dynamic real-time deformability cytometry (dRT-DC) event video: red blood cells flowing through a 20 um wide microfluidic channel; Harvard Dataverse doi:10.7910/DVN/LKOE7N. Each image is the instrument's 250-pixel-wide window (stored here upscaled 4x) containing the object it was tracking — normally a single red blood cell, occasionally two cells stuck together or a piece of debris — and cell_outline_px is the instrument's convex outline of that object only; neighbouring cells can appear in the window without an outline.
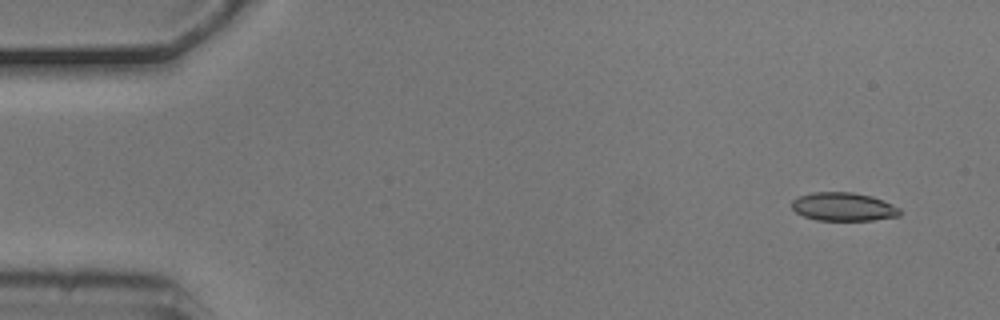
{"species": "common noctule bat (a hibernating species)", "species_latin": "Nyctalus noctula", "temperature_condition": "cold", "stored_images_in_passage": 4, "camera_frame_rate_fps": 3000, "um_per_image_px": 0.085, "animal": {"sex": "male", "body_mass_g": 20.5, "forearm_length_mm": 52.5}, "frame": {"image": 1, "passage_image": 1, "time_ms": 0.0, "image_size_px": [1000, 320], "cell_outline_px": [[900, 216], [872, 220], [816, 220], [804, 216], [796, 212], [792, 208], [792, 200], [800, 196], [812, 192], [852, 192], [872, 196], [884, 200], [900, 208]], "centroid_in_image_um": [71.71, 17.57], "position_along_channel_um": 13.3, "area_um2": 17.92}}
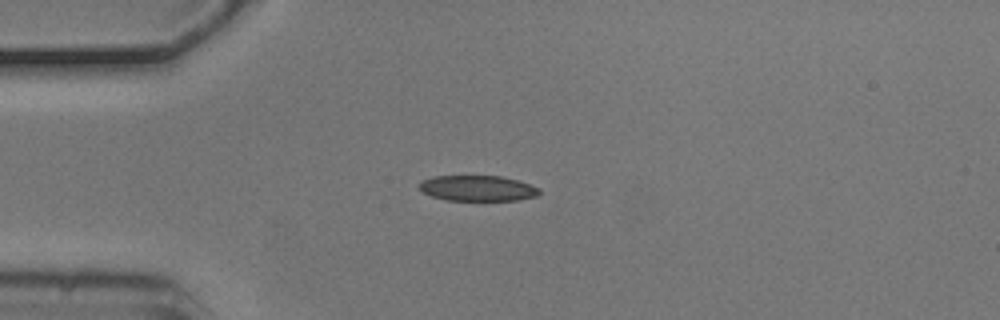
{"frame": {"image": 2, "passage_image": 4, "time_ms": 1.0, "image_size_px": [1000, 320], "cell_outline_px": [[540, 192], [536, 196], [520, 200], [448, 200], [432, 196], [424, 192], [420, 188], [420, 180], [432, 176], [500, 176], [516, 180], [540, 188]], "centroid_in_image_um": [40.59, 16.0], "position_along_channel_um": 44.4, "area_um2": 17.74}}